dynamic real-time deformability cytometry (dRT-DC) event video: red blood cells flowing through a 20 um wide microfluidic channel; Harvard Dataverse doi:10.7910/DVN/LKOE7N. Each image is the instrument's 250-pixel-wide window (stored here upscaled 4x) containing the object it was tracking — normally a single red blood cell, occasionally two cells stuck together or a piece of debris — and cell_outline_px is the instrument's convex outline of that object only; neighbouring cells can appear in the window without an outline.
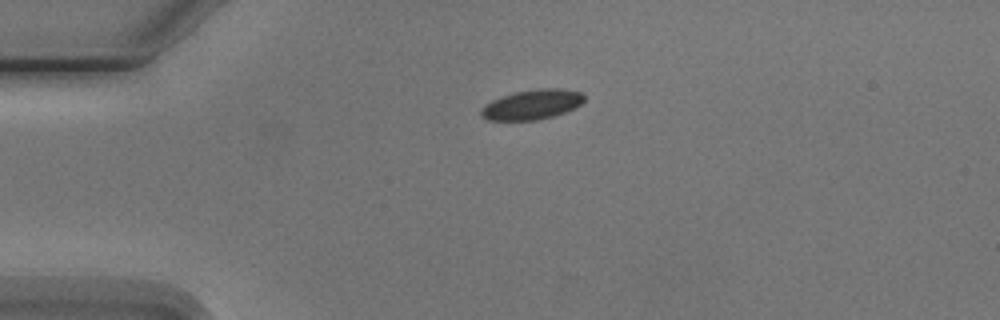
{"species": "Egyptian fruit bat (a non-hibernating species)", "species_latin": "Rousettus aegyptiacus", "temperature_condition": "cold", "stored_images_in_passage": 3, "camera_frame_rate_fps": 3000, "um_per_image_px": 0.085, "animal": {"sex": "male"}, "frame": {"image": 1, "passage_image": 1, "time_ms": 0.0, "image_size_px": [1000, 320], "cell_outline_px": [[584, 100], [576, 108], [552, 116], [536, 120], [488, 120], [480, 116], [480, 112], [492, 100], [500, 96], [516, 92], [540, 88], [556, 88], [580, 92], [584, 96]], "centroid_in_image_um": [45.23, 8.89], "position_along_channel_um": 39.8, "area_um2": 17.69}}
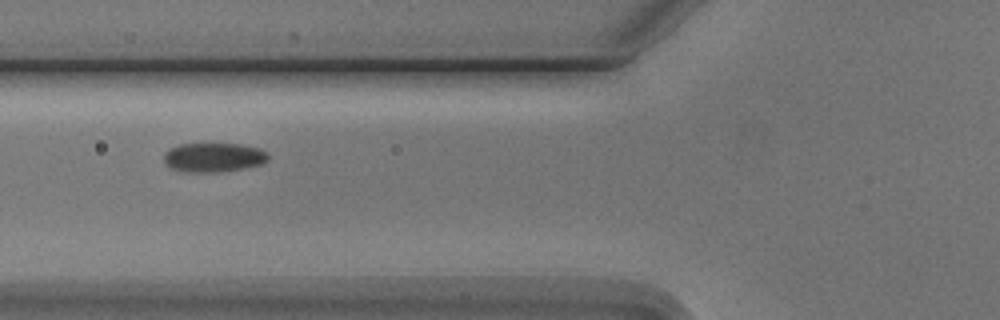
{"frame": {"image": 2, "passage_image": 3, "time_ms": 2.667, "image_size_px": [1000, 320], "cell_outline_px": [[268, 160], [260, 164], [244, 168], [220, 172], [184, 172], [172, 168], [164, 164], [164, 152], [168, 148], [180, 144], [240, 144], [260, 148], [268, 152]], "centroid_in_image_um": [18.13, 13.38], "position_along_channel_um": 107.7, "area_um2": 17.92}}